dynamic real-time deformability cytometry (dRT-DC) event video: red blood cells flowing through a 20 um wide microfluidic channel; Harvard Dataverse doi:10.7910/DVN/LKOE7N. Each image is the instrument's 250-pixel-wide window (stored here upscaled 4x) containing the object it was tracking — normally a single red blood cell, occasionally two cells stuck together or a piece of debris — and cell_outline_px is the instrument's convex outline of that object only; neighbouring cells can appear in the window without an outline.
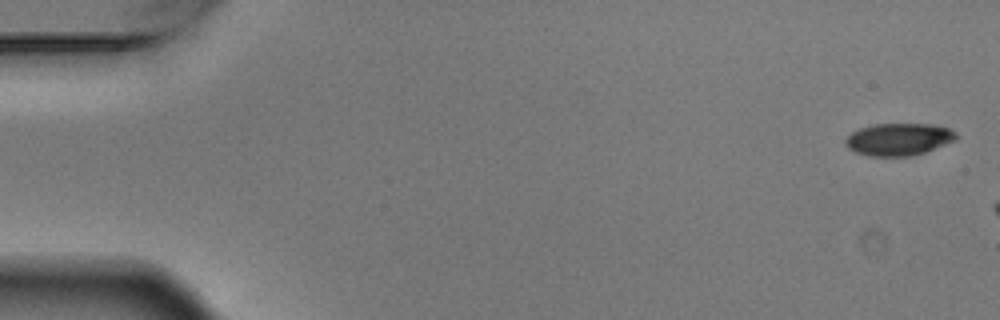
{"species": "Egyptian fruit bat (a non-hibernating species)", "species_latin": "Rousettus aegyptiacus", "temperature_condition": "warm", "stored_images_in_passage": 3, "camera_frame_rate_fps": 3000, "um_per_image_px": 0.085, "animal": {"sex": "male"}, "frame": {"image": 1, "passage_image": 1, "time_ms": 0.0, "image_size_px": [1000, 320], "cell_outline_px": [[956, 140], [924, 152], [912, 156], [868, 156], [856, 152], [848, 148], [844, 144], [844, 140], [852, 132], [860, 128], [876, 124], [932, 124], [948, 128], [956, 132]], "centroid_in_image_um": [76.37, 11.84], "position_along_channel_um": 8.6, "area_um2": 20.75}}